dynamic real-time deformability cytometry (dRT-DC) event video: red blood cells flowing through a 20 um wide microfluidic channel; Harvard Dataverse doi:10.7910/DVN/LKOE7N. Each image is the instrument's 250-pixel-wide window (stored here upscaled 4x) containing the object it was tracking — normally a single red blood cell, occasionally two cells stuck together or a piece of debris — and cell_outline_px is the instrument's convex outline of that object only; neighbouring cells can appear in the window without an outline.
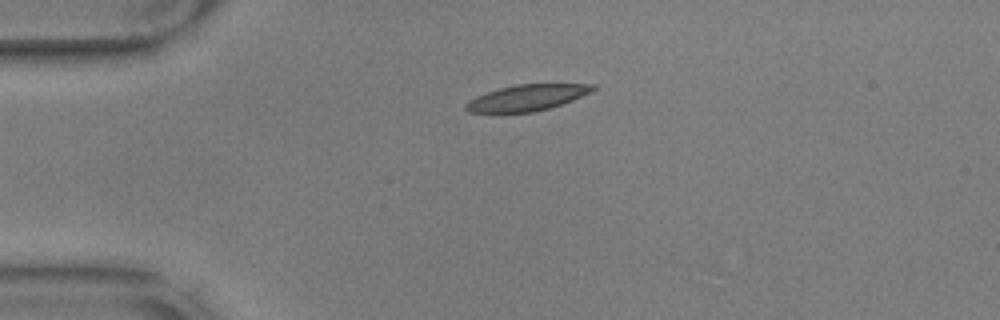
{"species": "common noctule bat (a hibernating species)", "species_latin": "Nyctalus noctula", "temperature_condition": "warm", "stored_images_in_passage": 6, "camera_frame_rate_fps": 3000, "um_per_image_px": 0.085, "animal": {"sex": "male", "body_mass_g": 17.9, "forearm_length_mm": 54.2}, "frame": {"image": 1, "passage_image": 1, "time_ms": 0.0, "image_size_px": [1000, 320], "cell_outline_px": [[596, 88], [572, 100], [548, 108], [532, 112], [500, 116], [468, 112], [464, 108], [464, 104], [468, 100], [476, 96], [500, 88], [516, 84], [596, 84]], "centroid_in_image_um": [44.64, 8.36], "position_along_channel_um": 40.4, "area_um2": 19.88}}